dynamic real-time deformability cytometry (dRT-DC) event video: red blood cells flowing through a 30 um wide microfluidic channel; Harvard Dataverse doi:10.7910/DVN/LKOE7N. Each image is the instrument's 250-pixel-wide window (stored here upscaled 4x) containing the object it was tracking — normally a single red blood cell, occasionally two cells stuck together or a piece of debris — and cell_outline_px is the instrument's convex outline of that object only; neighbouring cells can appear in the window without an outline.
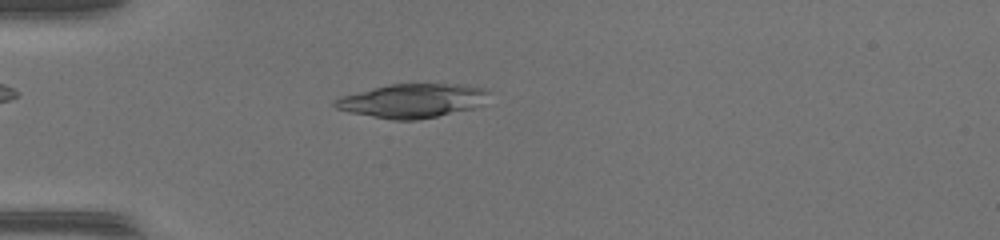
{"species": "common noctule bat (a hibernating species)", "species_latin": "Nyctalus noctula", "temperature_condition": "warm", "stored_images_in_passage": 36, "camera_frame_rate_fps": 3000, "um_per_image_px": 0.085, "animal": {"sex": "female", "body_mass_g": 17.0, "forearm_length_mm": 48.0}, "frame": {"image": 1, "passage_image": 1, "time_ms": 0.0, "image_size_px": [1000, 240], "cell_outline_px": [[492, 92], [480, 104], [472, 108], [436, 116], [416, 120], [392, 120], [348, 112], [336, 108], [332, 104], [340, 96], [392, 84], [464, 84], [484, 88]], "centroid_in_image_um": [35.05, 8.56], "position_along_channel_um": 49.9, "area_um2": 30.17}}
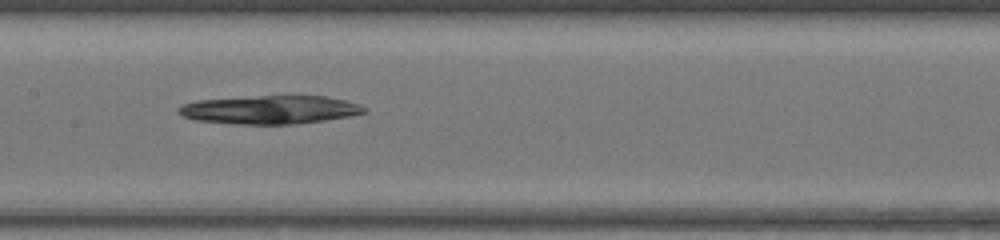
{"frame": {"image": 2, "passage_image": 12, "time_ms": 3.667, "image_size_px": [1000, 240], "cell_outline_px": [[364, 112], [348, 116], [324, 120], [296, 124], [240, 124], [192, 120], [176, 112], [176, 108], [184, 104], [196, 100], [260, 96], [328, 96], [344, 100], [356, 104], [364, 108]], "centroid_in_image_um": [22.86, 9.33], "position_along_channel_um": 184.5, "area_um2": 30.46}}
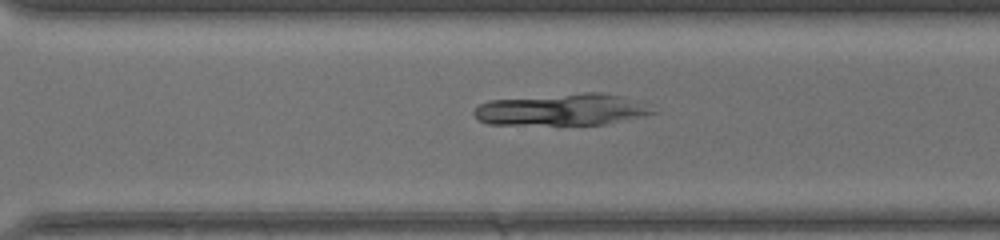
{"frame": {"image": 3, "passage_image": 22, "time_ms": 7.0, "image_size_px": [1000, 240], "cell_outline_px": [[660, 112], [644, 116], [604, 124], [488, 124], [480, 120], [472, 112], [480, 104], [488, 100], [584, 92], [604, 92], [636, 100]], "centroid_in_image_um": [47.79, 9.31], "position_along_channel_um": 322.8, "area_um2": 32.95}}